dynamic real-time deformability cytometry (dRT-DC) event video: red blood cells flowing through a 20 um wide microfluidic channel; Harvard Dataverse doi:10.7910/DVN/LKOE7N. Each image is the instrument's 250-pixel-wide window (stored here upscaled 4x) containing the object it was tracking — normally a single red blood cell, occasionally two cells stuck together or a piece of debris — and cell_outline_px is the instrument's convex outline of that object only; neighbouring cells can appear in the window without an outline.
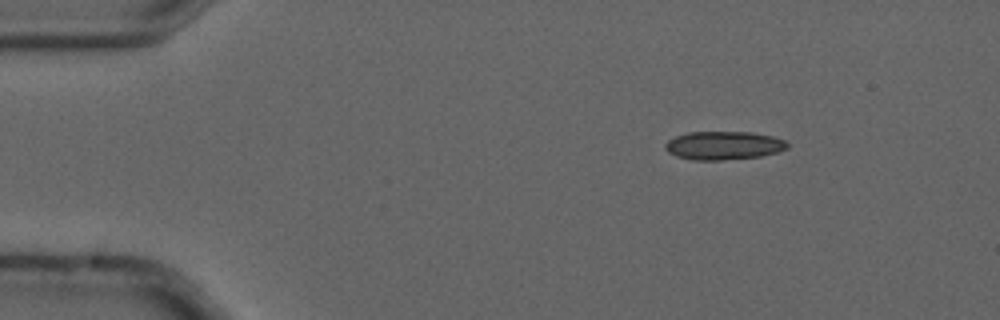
{"species": "common noctule bat (a hibernating species)", "species_latin": "Nyctalus noctula", "temperature_condition": "cold", "stored_images_in_passage": 5, "camera_frame_rate_fps": 3000, "um_per_image_px": 0.085, "animal": {"sex": "male", "forearm_length_mm": 52.5}, "frame": {"image": 1, "passage_image": 3, "time_ms": 0.667, "image_size_px": [1000, 320], "cell_outline_px": [[788, 148], [780, 152], [760, 156], [720, 160], [692, 160], [676, 156], [668, 152], [664, 148], [664, 144], [668, 140], [676, 136], [688, 132], [752, 132], [772, 136], [784, 140], [788, 144]], "centroid_in_image_um": [61.5, 12.36], "position_along_channel_um": 23.5, "area_um2": 20.29}}